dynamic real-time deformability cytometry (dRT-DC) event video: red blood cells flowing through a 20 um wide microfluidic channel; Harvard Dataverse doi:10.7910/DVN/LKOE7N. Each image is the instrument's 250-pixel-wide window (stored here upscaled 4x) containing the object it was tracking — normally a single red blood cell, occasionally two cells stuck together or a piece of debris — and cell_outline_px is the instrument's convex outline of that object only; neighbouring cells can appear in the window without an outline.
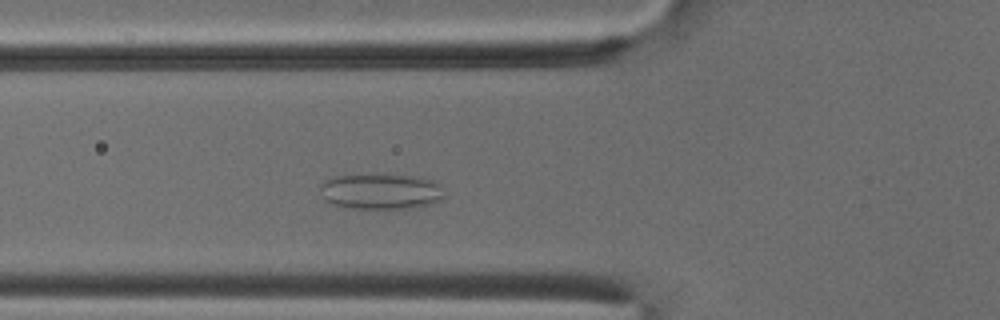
{"species": "common noctule bat (a hibernating species)", "species_latin": "Nyctalus noctula", "temperature_condition": "cold", "stored_images_in_passage": 48, "camera_frame_rate_fps": 3000, "um_per_image_px": 0.085, "animal": {"sex": "male", "body_mass_g": 18.8}, "frame": {"image": 1, "passage_image": 15, "time_ms": 4.667, "image_size_px": [1000, 320], "cell_outline_px": [[444, 196], [440, 200], [428, 204], [412, 208], [352, 208], [332, 204], [324, 196], [320, 188], [320, 184], [324, 180], [332, 176], [424, 176], [440, 184]], "centroid_in_image_um": [32.4, 16.28], "position_along_channel_um": 93.4, "area_um2": 25.26}}
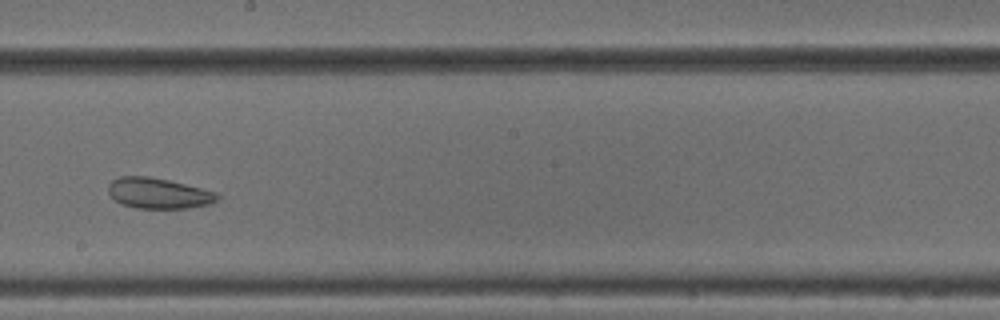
{"frame": {"image": 2, "passage_image": 26, "time_ms": 8.333, "image_size_px": [1000, 320], "cell_outline_px": [[220, 196], [216, 200], [208, 204], [184, 208], [136, 208], [120, 204], [108, 192], [108, 184], [112, 180], [120, 176], [148, 176], [168, 180], [216, 192]], "centroid_in_image_um": [13.42, 16.42], "position_along_channel_um": 234.8, "area_um2": 19.25}}
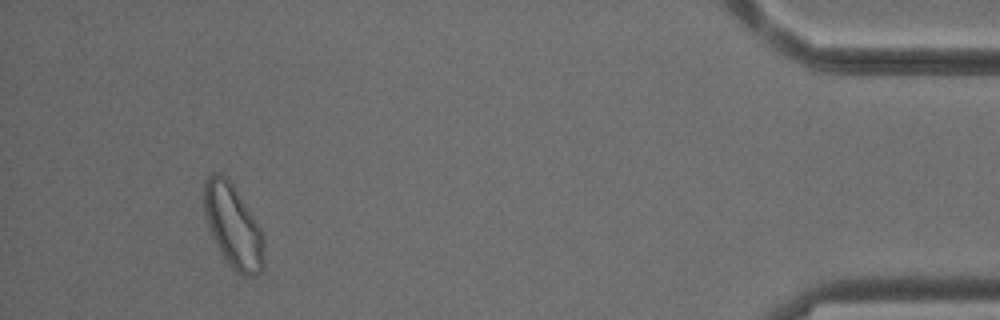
{"frame": {"image": 3, "passage_image": 45, "time_ms": 14.667, "image_size_px": [1000, 320], "cell_outline_px": [[264, 268], [256, 276], [240, 276], [232, 268], [220, 252], [208, 228], [204, 212], [204, 184], [208, 176], [212, 172], [220, 172], [228, 176], [260, 228], [264, 240]], "centroid_in_image_um": [19.81, 19.22], "position_along_channel_um": 415.4, "area_um2": 29.36}, "authors_computed_cell_mechanics": {"area_um2": 25.432, "velocity_mm_per_s": 3.8391, "shape_relaxation_time_tau1_ms": null, "shape_relaxation_time_tau2_ms": 2.3188, "deformation_change_tau1": null, "deformation_change_tau2": 0.0774}}